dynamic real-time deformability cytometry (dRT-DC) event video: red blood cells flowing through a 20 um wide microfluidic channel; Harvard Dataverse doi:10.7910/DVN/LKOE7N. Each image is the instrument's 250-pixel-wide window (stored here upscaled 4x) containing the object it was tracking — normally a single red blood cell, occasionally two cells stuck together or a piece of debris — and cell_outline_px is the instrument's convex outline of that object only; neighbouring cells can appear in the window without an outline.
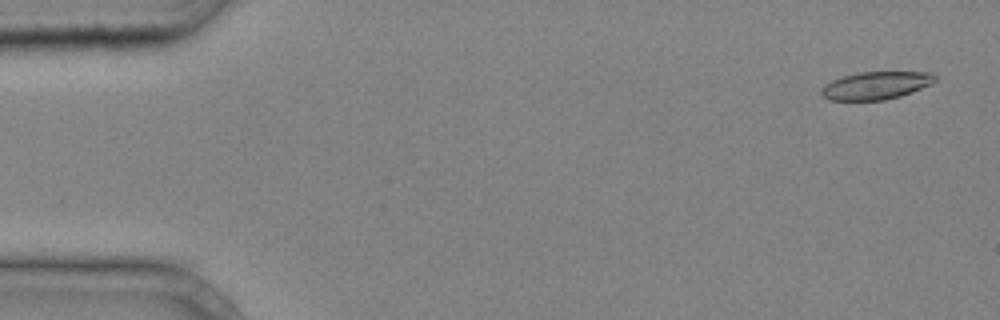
{"species": "common noctule bat (a hibernating species)", "species_latin": "Nyctalus noctula", "temperature_condition": "cold", "stored_images_in_passage": 39, "camera_frame_rate_fps": 3000, "um_per_image_px": 0.085, "animal": {"sex": "male", "body_mass_g": 20.4}, "frame": {"image": 1, "passage_image": 2, "time_ms": 0.333, "image_size_px": [1000, 320], "cell_outline_px": [[936, 80], [932, 84], [912, 92], [900, 96], [884, 100], [828, 100], [820, 92], [820, 88], [824, 84], [832, 80], [844, 76], [860, 72], [932, 72], [936, 76]], "centroid_in_image_um": [74.46, 7.26], "position_along_channel_um": 10.5, "area_um2": 18.44}}
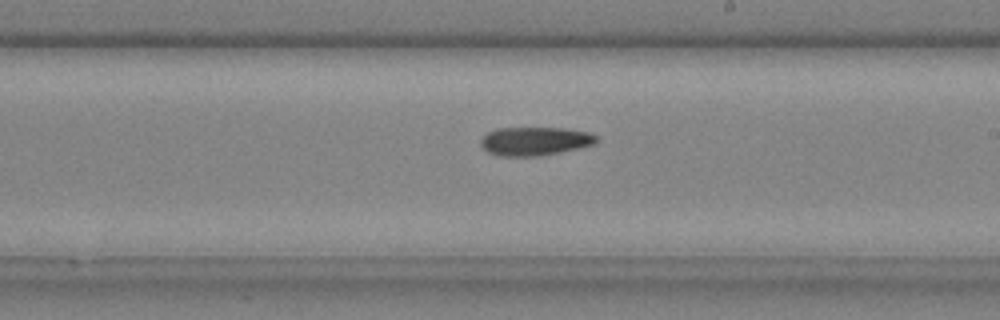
{"frame": {"image": 2, "passage_image": 25, "time_ms": 8.0, "image_size_px": [1000, 320], "cell_outline_px": [[596, 144], [560, 152], [540, 156], [500, 156], [488, 152], [480, 144], [480, 140], [488, 132], [496, 128], [564, 128], [588, 132], [596, 136]], "centroid_in_image_um": [45.45, 12.0], "position_along_channel_um": 243.6, "area_um2": 19.19}}
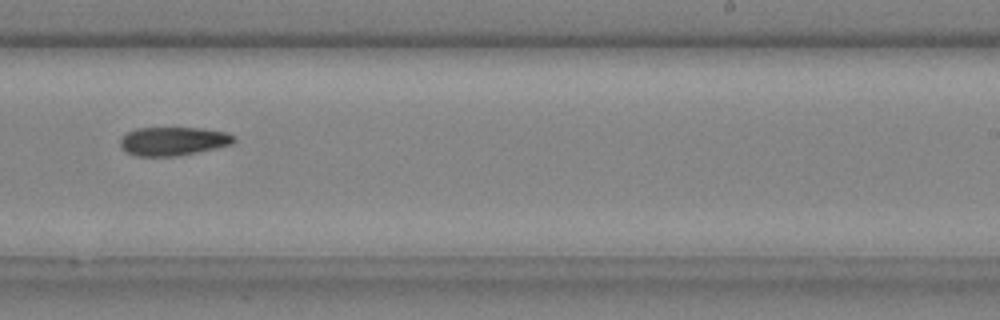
{"frame": {"image": 3, "passage_image": 27, "time_ms": 8.667, "image_size_px": [1000, 320], "cell_outline_px": [[236, 140], [232, 144], [180, 156], [136, 156], [120, 148], [120, 140], [128, 132], [136, 128], [196, 128], [228, 132], [236, 136]], "centroid_in_image_um": [14.74, 12.0], "position_along_channel_um": 274.3, "area_um2": 18.96}}